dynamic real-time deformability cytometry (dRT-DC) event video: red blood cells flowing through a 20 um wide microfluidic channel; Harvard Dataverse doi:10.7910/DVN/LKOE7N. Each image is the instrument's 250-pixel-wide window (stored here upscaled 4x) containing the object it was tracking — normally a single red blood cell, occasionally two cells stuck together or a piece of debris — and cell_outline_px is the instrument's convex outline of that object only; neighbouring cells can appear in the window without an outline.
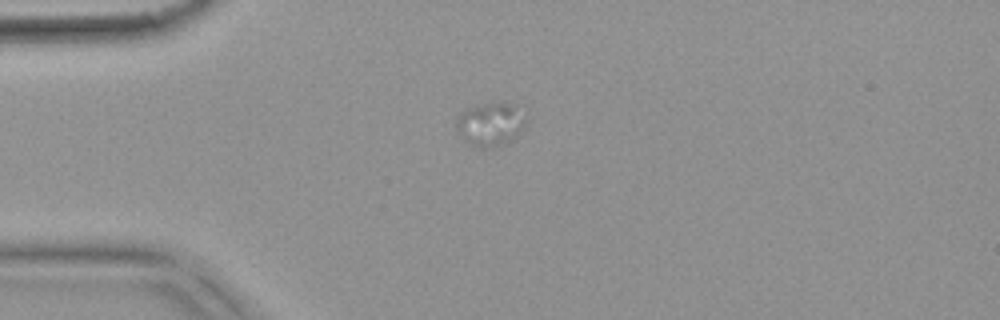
{"species": "common noctule bat (a hibernating species)", "species_latin": "Nyctalus noctula", "temperature_condition": "warm", "stored_images_in_passage": 20, "camera_frame_rate_fps": 3000, "um_per_image_px": 0.085, "animal": {"sex": "female", "body_mass_g": 18.4}, "frame": {"image": 1, "passage_image": 14, "time_ms": 4.333, "image_size_px": [1000, 320], "cell_outline_px": [[528, 124], [516, 136], [500, 144], [488, 148], [480, 148], [468, 140], [456, 128], [456, 120], [460, 112], [464, 108], [492, 100], [516, 104], [528, 120]], "centroid_in_image_um": [41.73, 10.46], "position_along_channel_um": 43.3, "area_um2": 17.8}}
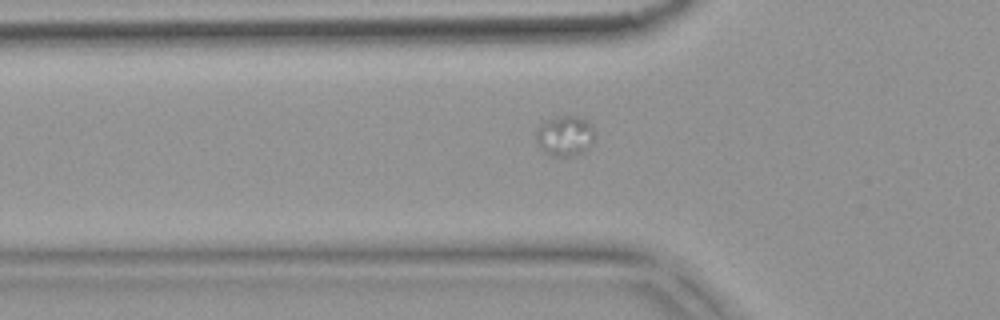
{"frame": {"image": 2, "passage_image": 19, "time_ms": 6.0, "image_size_px": [1000, 320], "cell_outline_px": [[592, 140], [580, 152], [572, 156], [556, 156], [544, 152], [536, 140], [536, 132], [540, 124], [544, 120], [556, 116], [580, 116], [588, 120], [592, 124]], "centroid_in_image_um": [47.97, 11.5], "position_along_channel_um": 77.8, "area_um2": 13.47}}